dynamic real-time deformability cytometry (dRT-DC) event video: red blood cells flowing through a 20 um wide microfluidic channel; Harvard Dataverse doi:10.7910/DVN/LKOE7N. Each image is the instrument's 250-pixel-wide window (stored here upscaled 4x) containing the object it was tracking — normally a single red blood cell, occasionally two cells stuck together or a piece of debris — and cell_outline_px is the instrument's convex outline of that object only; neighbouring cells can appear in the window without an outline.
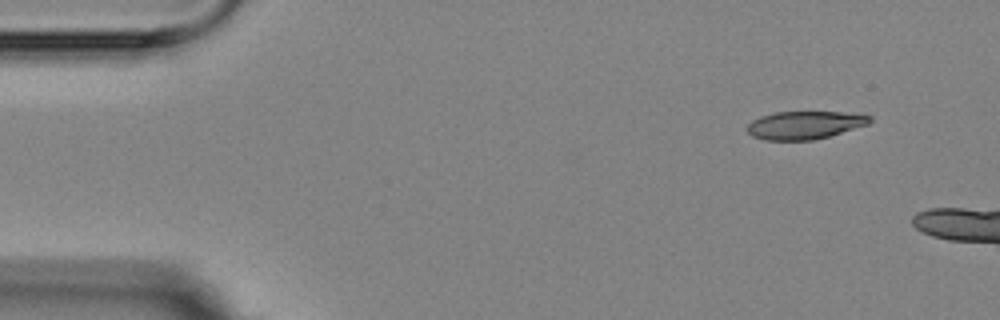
{"species": "Egyptian fruit bat (a non-hibernating species)", "species_latin": "Rousettus aegyptiacus", "temperature_condition": "room temperature", "stored_images_in_passage": 3, "camera_frame_rate_fps": 3000, "um_per_image_px": 0.085, "animal": {"sex": "female"}, "frame": {"image": 1, "passage_image": 1, "time_ms": 0.0, "image_size_px": [1000, 320], "cell_outline_px": [[872, 120], [868, 124], [828, 136], [812, 140], [764, 140], [752, 136], [748, 132], [748, 124], [752, 120], [760, 116], [776, 112], [840, 112], [872, 116]], "centroid_in_image_um": [68.36, 10.63], "position_along_channel_um": 16.6, "area_um2": 19.77}}